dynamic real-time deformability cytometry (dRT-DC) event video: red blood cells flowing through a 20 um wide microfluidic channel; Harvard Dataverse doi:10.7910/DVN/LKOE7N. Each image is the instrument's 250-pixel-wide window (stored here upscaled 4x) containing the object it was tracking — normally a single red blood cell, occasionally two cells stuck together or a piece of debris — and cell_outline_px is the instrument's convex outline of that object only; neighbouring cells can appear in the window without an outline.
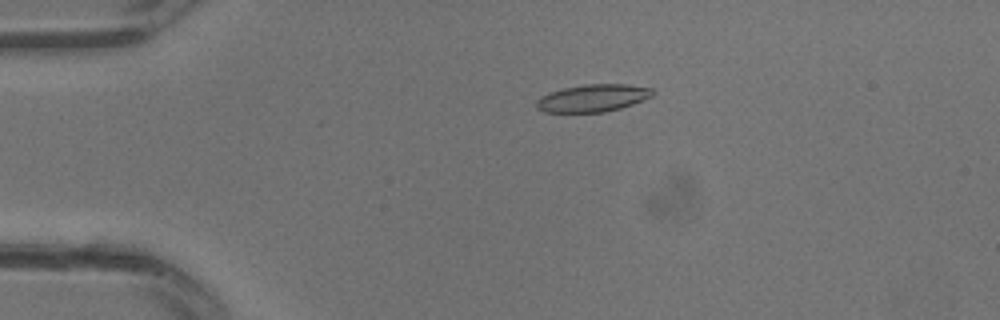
{"species": "common noctule bat (a hibernating species)", "species_latin": "Nyctalus noctula", "temperature_condition": "warm", "stored_images_in_passage": 12, "camera_frame_rate_fps": 3000, "um_per_image_px": 0.085, "animal": {"sex": "male", "body_mass_g": 13.3}, "frame": {"image": 1, "passage_image": 7, "time_ms": 2.0, "image_size_px": [1000, 320], "cell_outline_px": [[656, 92], [652, 96], [632, 104], [620, 108], [604, 112], [544, 112], [536, 108], [536, 100], [540, 96], [548, 92], [564, 88], [584, 84], [628, 84], [652, 88]], "centroid_in_image_um": [50.37, 8.33], "position_along_channel_um": 34.6, "area_um2": 18.67}}
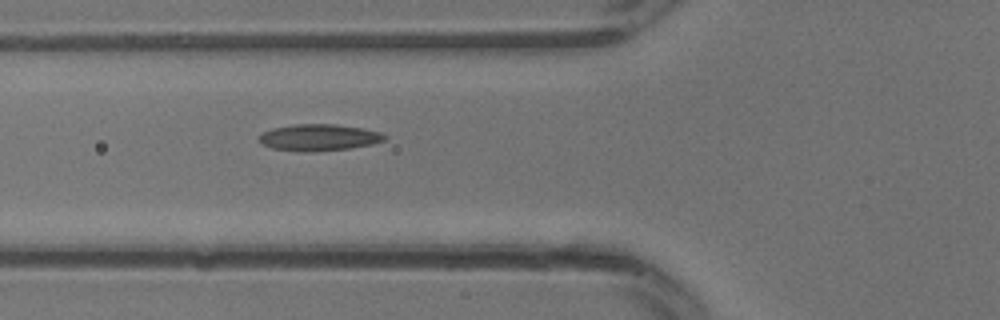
{"frame": {"image": 2, "passage_image": 12, "time_ms": 3.667, "image_size_px": [1000, 320], "cell_outline_px": [[388, 136], [384, 140], [372, 144], [352, 148], [308, 152], [296, 152], [272, 148], [260, 144], [256, 140], [256, 136], [272, 128], [292, 124], [336, 124], [364, 128], [380, 132]], "centroid_in_image_um": [27.05, 11.69], "position_along_channel_um": 98.7, "area_um2": 19.88}}